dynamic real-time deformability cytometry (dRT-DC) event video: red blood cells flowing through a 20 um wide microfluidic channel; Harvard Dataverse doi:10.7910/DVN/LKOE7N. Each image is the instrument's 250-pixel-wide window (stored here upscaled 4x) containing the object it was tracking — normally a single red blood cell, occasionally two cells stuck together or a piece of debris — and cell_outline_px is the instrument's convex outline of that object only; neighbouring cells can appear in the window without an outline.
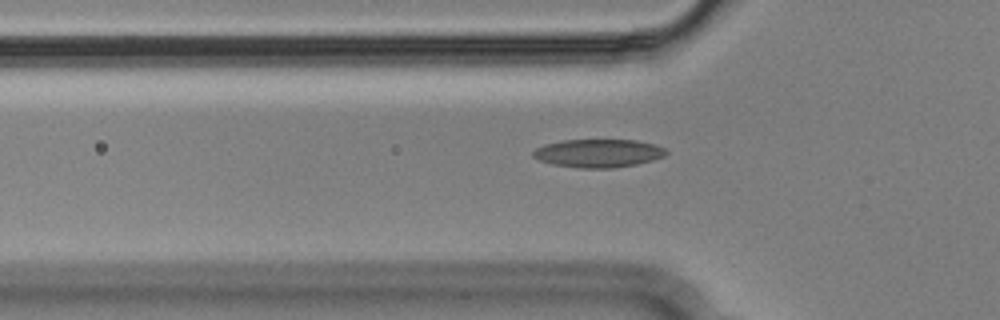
{"species": "Egyptian fruit bat (a non-hibernating species)", "species_latin": "Rousettus aegyptiacus", "temperature_condition": "cold", "stored_images_in_passage": 55, "camera_frame_rate_fps": 3000, "um_per_image_px": 0.085, "animal": {"sex": "male"}, "frame": {"image": 1, "passage_image": 18, "time_ms": 5.667, "image_size_px": [1000, 320], "cell_outline_px": [[668, 152], [664, 156], [652, 160], [636, 164], [612, 168], [580, 168], [552, 164], [540, 160], [532, 156], [532, 152], [536, 148], [544, 144], [564, 140], [636, 140], [656, 144], [664, 148]], "centroid_in_image_um": [50.86, 13.02], "position_along_channel_um": 74.9, "area_um2": 21.85}}
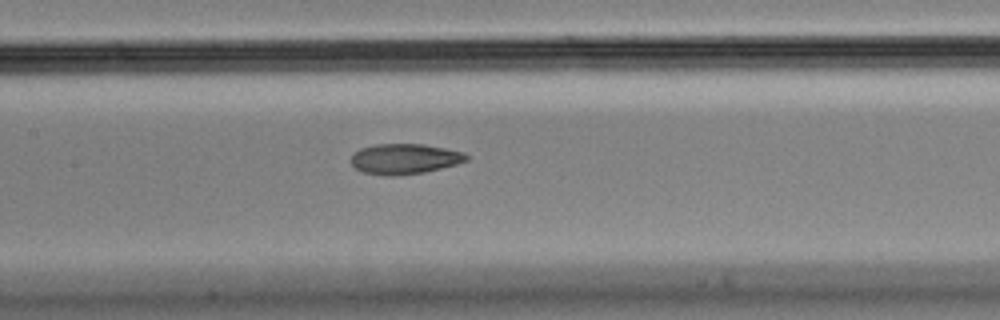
{"frame": {"image": 2, "passage_image": 26, "time_ms": 8.333, "image_size_px": [1000, 320], "cell_outline_px": [[468, 160], [456, 164], [424, 172], [396, 176], [388, 176], [364, 172], [356, 168], [352, 164], [352, 156], [360, 148], [376, 144], [424, 144], [464, 152], [468, 156]], "centroid_in_image_um": [34.4, 13.5], "position_along_channel_um": 173.0, "area_um2": 20.23}}
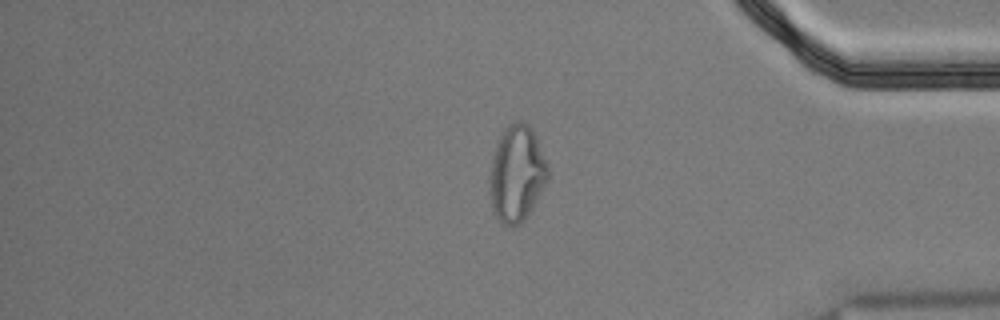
{"frame": {"image": 3, "passage_image": 46, "time_ms": 15.0, "image_size_px": [1000, 320], "cell_outline_px": [[548, 176], [544, 184], [528, 212], [520, 224], [504, 224], [496, 216], [492, 204], [488, 180], [492, 156], [500, 132], [508, 124], [516, 120], [520, 120], [528, 124], [532, 128], [548, 164]], "centroid_in_image_um": [43.89, 14.66], "position_along_channel_um": 391.3, "area_um2": 32.25}, "authors_computed_cell_mechanics": {"area_um2": 21.0392, "velocity_mm_per_s": 3.63, "shape_relaxation_time_tau1_ms": null, "shape_relaxation_time_tau2_ms": 3.9063, "deformation_change_tau1": null, "deformation_change_tau2": 0.0924}}